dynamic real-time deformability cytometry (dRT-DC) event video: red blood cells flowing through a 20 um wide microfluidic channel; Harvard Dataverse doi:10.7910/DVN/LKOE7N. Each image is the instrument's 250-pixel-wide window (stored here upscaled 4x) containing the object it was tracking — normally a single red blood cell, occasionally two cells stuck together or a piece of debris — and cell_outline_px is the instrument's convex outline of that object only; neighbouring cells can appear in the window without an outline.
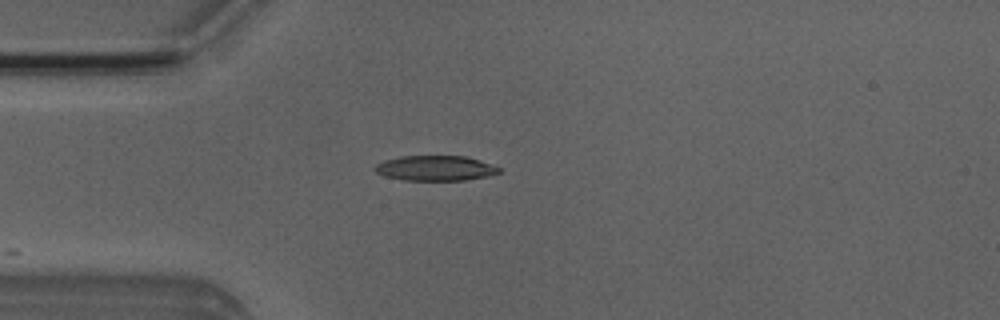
{"species": "Egyptian fruit bat (a non-hibernating species)", "species_latin": "Rousettus aegyptiacus", "temperature_condition": "room temperature", "stored_images_in_passage": 4, "camera_frame_rate_fps": 3000, "um_per_image_px": 0.085, "animal": {"sex": "male"}, "frame": {"image": 1, "passage_image": 4, "time_ms": 3.333, "image_size_px": [1000, 320], "cell_outline_px": [[500, 172], [488, 176], [464, 180], [404, 180], [384, 176], [376, 172], [372, 168], [376, 164], [384, 160], [400, 156], [464, 156], [480, 160], [500, 168]], "centroid_in_image_um": [36.97, 14.29], "position_along_channel_um": 48.0, "area_um2": 18.15}}